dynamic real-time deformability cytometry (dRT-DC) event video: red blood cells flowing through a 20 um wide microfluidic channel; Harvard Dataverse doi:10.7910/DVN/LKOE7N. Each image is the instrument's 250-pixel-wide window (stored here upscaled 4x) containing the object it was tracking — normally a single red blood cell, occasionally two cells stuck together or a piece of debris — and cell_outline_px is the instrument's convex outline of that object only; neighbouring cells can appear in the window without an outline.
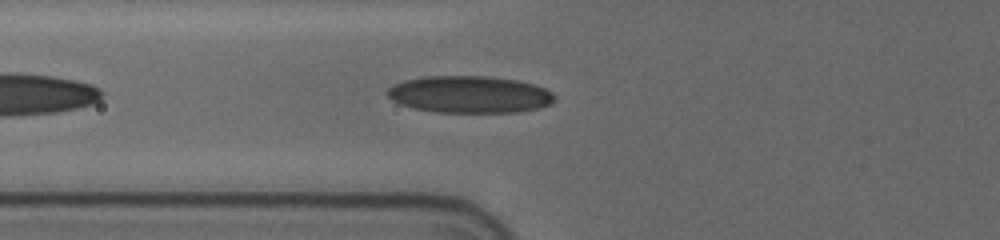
{"species": "human", "species_latin": "Homo sapiens", "temperature_condition": "cold", "stored_images_in_passage": 22, "camera_frame_rate_fps": 3000, "um_per_image_px": 0.085, "donor": {"sex": "female"}, "frame": {"image": 1, "passage_image": 5, "time_ms": 1.333, "image_size_px": [1000, 240], "cell_outline_px": [[556, 100], [548, 104], [536, 108], [516, 112], [436, 112], [412, 108], [400, 104], [392, 100], [388, 96], [388, 88], [392, 84], [404, 80], [424, 76], [488, 76], [516, 80], [532, 84], [544, 88], [552, 92], [556, 96]], "centroid_in_image_um": [39.88, 8.02], "position_along_channel_um": 85.9, "area_um2": 36.07}}
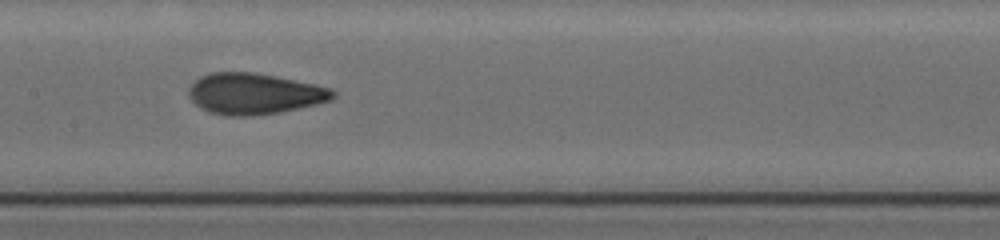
{"frame": {"image": 2, "passage_image": 13, "time_ms": 4.0, "image_size_px": [1000, 240], "cell_outline_px": [[336, 96], [332, 100], [316, 104], [280, 112], [252, 116], [228, 116], [208, 112], [200, 108], [188, 96], [188, 88], [200, 76], [212, 72], [252, 72], [276, 76], [316, 84], [332, 88], [336, 92]], "centroid_in_image_um": [21.63, 7.97], "position_along_channel_um": 185.8, "area_um2": 34.74}}
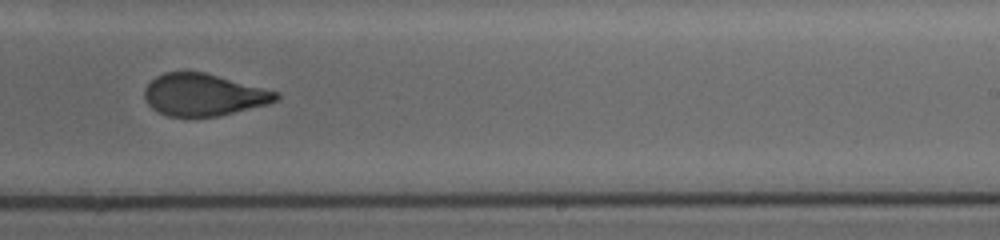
{"frame": {"image": 3, "passage_image": 20, "time_ms": 6.333, "image_size_px": [1000, 240], "cell_outline_px": [[280, 100], [268, 104], [220, 116], [168, 116], [152, 108], [148, 104], [144, 96], [144, 88], [156, 76], [164, 72], [204, 72], [280, 92]], "centroid_in_image_um": [17.34, 8.06], "position_along_channel_um": 271.7, "area_um2": 32.25}}